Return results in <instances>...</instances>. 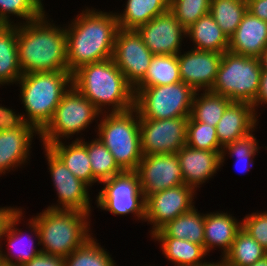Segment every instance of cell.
Instances as JSON below:
<instances>
[{"label":"cell","mask_w":267,"mask_h":266,"mask_svg":"<svg viewBox=\"0 0 267 266\" xmlns=\"http://www.w3.org/2000/svg\"><path fill=\"white\" fill-rule=\"evenodd\" d=\"M70 21L64 25L71 74L84 65L112 58L119 30L115 11L86 6Z\"/></svg>","instance_id":"6da1fadb"},{"label":"cell","mask_w":267,"mask_h":266,"mask_svg":"<svg viewBox=\"0 0 267 266\" xmlns=\"http://www.w3.org/2000/svg\"><path fill=\"white\" fill-rule=\"evenodd\" d=\"M17 25V47L23 74L69 71L64 23L56 24L50 14Z\"/></svg>","instance_id":"7a4b0ae2"},{"label":"cell","mask_w":267,"mask_h":266,"mask_svg":"<svg viewBox=\"0 0 267 266\" xmlns=\"http://www.w3.org/2000/svg\"><path fill=\"white\" fill-rule=\"evenodd\" d=\"M72 86L101 113L125 112L134 108V89L112 58L74 71Z\"/></svg>","instance_id":"3957f363"},{"label":"cell","mask_w":267,"mask_h":266,"mask_svg":"<svg viewBox=\"0 0 267 266\" xmlns=\"http://www.w3.org/2000/svg\"><path fill=\"white\" fill-rule=\"evenodd\" d=\"M15 85L20 87L18 97L25 121L40 132L72 86V74L69 71L27 73Z\"/></svg>","instance_id":"277c9868"},{"label":"cell","mask_w":267,"mask_h":266,"mask_svg":"<svg viewBox=\"0 0 267 266\" xmlns=\"http://www.w3.org/2000/svg\"><path fill=\"white\" fill-rule=\"evenodd\" d=\"M91 216L78 210L45 208L32 215L40 237L42 253L67 257L93 236Z\"/></svg>","instance_id":"5b68a950"},{"label":"cell","mask_w":267,"mask_h":266,"mask_svg":"<svg viewBox=\"0 0 267 266\" xmlns=\"http://www.w3.org/2000/svg\"><path fill=\"white\" fill-rule=\"evenodd\" d=\"M100 118L94 137L107 147L123 171H135L143 156L137 110L102 113Z\"/></svg>","instance_id":"8992f818"},{"label":"cell","mask_w":267,"mask_h":266,"mask_svg":"<svg viewBox=\"0 0 267 266\" xmlns=\"http://www.w3.org/2000/svg\"><path fill=\"white\" fill-rule=\"evenodd\" d=\"M101 112L73 86L62 96L52 119L40 131L39 142L41 146L63 141L84 139L82 132H88L91 124L95 122L96 132ZM80 135V136H78ZM83 135V137H82Z\"/></svg>","instance_id":"52a82bcc"},{"label":"cell","mask_w":267,"mask_h":266,"mask_svg":"<svg viewBox=\"0 0 267 266\" xmlns=\"http://www.w3.org/2000/svg\"><path fill=\"white\" fill-rule=\"evenodd\" d=\"M262 70L258 57L224 52L210 92L235 102L253 104L257 98Z\"/></svg>","instance_id":"ba28073f"},{"label":"cell","mask_w":267,"mask_h":266,"mask_svg":"<svg viewBox=\"0 0 267 266\" xmlns=\"http://www.w3.org/2000/svg\"><path fill=\"white\" fill-rule=\"evenodd\" d=\"M196 91L184 82L141 87L134 95L139 119H169L190 116Z\"/></svg>","instance_id":"9c48e42d"},{"label":"cell","mask_w":267,"mask_h":266,"mask_svg":"<svg viewBox=\"0 0 267 266\" xmlns=\"http://www.w3.org/2000/svg\"><path fill=\"white\" fill-rule=\"evenodd\" d=\"M101 190L96 195V207L102 212L116 216L132 215L134 220L145 222V196L141 190L135 171L122 173L104 180Z\"/></svg>","instance_id":"30bf717a"},{"label":"cell","mask_w":267,"mask_h":266,"mask_svg":"<svg viewBox=\"0 0 267 266\" xmlns=\"http://www.w3.org/2000/svg\"><path fill=\"white\" fill-rule=\"evenodd\" d=\"M42 149L49 170L47 172H50L52 186L55 189L56 197H58L56 203L47 205L46 208L51 210H78L91 215L94 208L90 195L91 188L74 176L48 147L43 146Z\"/></svg>","instance_id":"8fae6325"},{"label":"cell","mask_w":267,"mask_h":266,"mask_svg":"<svg viewBox=\"0 0 267 266\" xmlns=\"http://www.w3.org/2000/svg\"><path fill=\"white\" fill-rule=\"evenodd\" d=\"M188 118L140 119L142 154L177 153L186 145Z\"/></svg>","instance_id":"7c38bea8"},{"label":"cell","mask_w":267,"mask_h":266,"mask_svg":"<svg viewBox=\"0 0 267 266\" xmlns=\"http://www.w3.org/2000/svg\"><path fill=\"white\" fill-rule=\"evenodd\" d=\"M197 195L193 188L185 184L147 195L145 222L151 225L149 235L154 234L168 221L191 211L195 207Z\"/></svg>","instance_id":"4fadbf2b"},{"label":"cell","mask_w":267,"mask_h":266,"mask_svg":"<svg viewBox=\"0 0 267 266\" xmlns=\"http://www.w3.org/2000/svg\"><path fill=\"white\" fill-rule=\"evenodd\" d=\"M23 209V207H20L9 220L2 238V241L4 240L5 242H1L0 246L2 261L18 264L19 266H24L32 258L42 253L36 220L31 216L26 220V224H24L26 216ZM19 223L23 224V226L26 225L27 230L25 229V232L22 230L23 228L17 227ZM3 243L7 247L5 250L2 249L4 248Z\"/></svg>","instance_id":"5bb4252c"},{"label":"cell","mask_w":267,"mask_h":266,"mask_svg":"<svg viewBox=\"0 0 267 266\" xmlns=\"http://www.w3.org/2000/svg\"><path fill=\"white\" fill-rule=\"evenodd\" d=\"M153 56L136 30L119 28L112 59L133 88L145 77Z\"/></svg>","instance_id":"9a60e30c"},{"label":"cell","mask_w":267,"mask_h":266,"mask_svg":"<svg viewBox=\"0 0 267 266\" xmlns=\"http://www.w3.org/2000/svg\"><path fill=\"white\" fill-rule=\"evenodd\" d=\"M135 172L145 197L184 184L177 153L143 155Z\"/></svg>","instance_id":"2e32d148"},{"label":"cell","mask_w":267,"mask_h":266,"mask_svg":"<svg viewBox=\"0 0 267 266\" xmlns=\"http://www.w3.org/2000/svg\"><path fill=\"white\" fill-rule=\"evenodd\" d=\"M136 31L153 55H178L186 39V29L170 10L154 17Z\"/></svg>","instance_id":"e0dca14e"},{"label":"cell","mask_w":267,"mask_h":266,"mask_svg":"<svg viewBox=\"0 0 267 266\" xmlns=\"http://www.w3.org/2000/svg\"><path fill=\"white\" fill-rule=\"evenodd\" d=\"M223 53L190 48L177 55L181 81L195 91H210L215 83Z\"/></svg>","instance_id":"ac0fdd59"},{"label":"cell","mask_w":267,"mask_h":266,"mask_svg":"<svg viewBox=\"0 0 267 266\" xmlns=\"http://www.w3.org/2000/svg\"><path fill=\"white\" fill-rule=\"evenodd\" d=\"M36 136L40 139V132L29 123L19 129L0 131V177L25 168L30 162Z\"/></svg>","instance_id":"d6986e66"},{"label":"cell","mask_w":267,"mask_h":266,"mask_svg":"<svg viewBox=\"0 0 267 266\" xmlns=\"http://www.w3.org/2000/svg\"><path fill=\"white\" fill-rule=\"evenodd\" d=\"M222 151H206L184 145L178 152L184 184L196 192L221 171Z\"/></svg>","instance_id":"ffe728a7"},{"label":"cell","mask_w":267,"mask_h":266,"mask_svg":"<svg viewBox=\"0 0 267 266\" xmlns=\"http://www.w3.org/2000/svg\"><path fill=\"white\" fill-rule=\"evenodd\" d=\"M258 120L252 104L232 101L216 126L220 145L224 148L235 140L250 134L258 127Z\"/></svg>","instance_id":"44dd1931"},{"label":"cell","mask_w":267,"mask_h":266,"mask_svg":"<svg viewBox=\"0 0 267 266\" xmlns=\"http://www.w3.org/2000/svg\"><path fill=\"white\" fill-rule=\"evenodd\" d=\"M233 215L230 211L221 210L205 212L204 250L209 256L210 252L219 248L220 258H223L230 250L236 234L242 228V220Z\"/></svg>","instance_id":"7402d4cb"},{"label":"cell","mask_w":267,"mask_h":266,"mask_svg":"<svg viewBox=\"0 0 267 266\" xmlns=\"http://www.w3.org/2000/svg\"><path fill=\"white\" fill-rule=\"evenodd\" d=\"M228 51L259 58L267 51V22L247 11L236 31L229 37Z\"/></svg>","instance_id":"603a6c76"},{"label":"cell","mask_w":267,"mask_h":266,"mask_svg":"<svg viewBox=\"0 0 267 266\" xmlns=\"http://www.w3.org/2000/svg\"><path fill=\"white\" fill-rule=\"evenodd\" d=\"M67 142V143H66ZM76 176L91 189L100 184L94 177L86 146L80 140H63L47 146Z\"/></svg>","instance_id":"cb8c5ba5"},{"label":"cell","mask_w":267,"mask_h":266,"mask_svg":"<svg viewBox=\"0 0 267 266\" xmlns=\"http://www.w3.org/2000/svg\"><path fill=\"white\" fill-rule=\"evenodd\" d=\"M186 38L192 41L190 48L224 53L228 51L229 38L208 13L186 29Z\"/></svg>","instance_id":"d4e9b609"},{"label":"cell","mask_w":267,"mask_h":266,"mask_svg":"<svg viewBox=\"0 0 267 266\" xmlns=\"http://www.w3.org/2000/svg\"><path fill=\"white\" fill-rule=\"evenodd\" d=\"M169 4L170 0H125L121 12L115 11L118 26L121 29L136 30L168 11Z\"/></svg>","instance_id":"484cf974"},{"label":"cell","mask_w":267,"mask_h":266,"mask_svg":"<svg viewBox=\"0 0 267 266\" xmlns=\"http://www.w3.org/2000/svg\"><path fill=\"white\" fill-rule=\"evenodd\" d=\"M160 245L159 249L167 262L174 266H200L205 264L209 256L204 247L185 239L173 237H149Z\"/></svg>","instance_id":"4316f807"},{"label":"cell","mask_w":267,"mask_h":266,"mask_svg":"<svg viewBox=\"0 0 267 266\" xmlns=\"http://www.w3.org/2000/svg\"><path fill=\"white\" fill-rule=\"evenodd\" d=\"M205 213L194 207L191 211L168 221L150 237H173L189 240L204 247Z\"/></svg>","instance_id":"83f0119b"},{"label":"cell","mask_w":267,"mask_h":266,"mask_svg":"<svg viewBox=\"0 0 267 266\" xmlns=\"http://www.w3.org/2000/svg\"><path fill=\"white\" fill-rule=\"evenodd\" d=\"M17 25H0V87L13 86L21 78Z\"/></svg>","instance_id":"f1b7e54d"},{"label":"cell","mask_w":267,"mask_h":266,"mask_svg":"<svg viewBox=\"0 0 267 266\" xmlns=\"http://www.w3.org/2000/svg\"><path fill=\"white\" fill-rule=\"evenodd\" d=\"M181 82L177 55H154L145 77L133 88L168 85Z\"/></svg>","instance_id":"f546056e"},{"label":"cell","mask_w":267,"mask_h":266,"mask_svg":"<svg viewBox=\"0 0 267 266\" xmlns=\"http://www.w3.org/2000/svg\"><path fill=\"white\" fill-rule=\"evenodd\" d=\"M231 102L229 98L210 91H196L190 117L194 121L216 127Z\"/></svg>","instance_id":"4dcf8cb0"},{"label":"cell","mask_w":267,"mask_h":266,"mask_svg":"<svg viewBox=\"0 0 267 266\" xmlns=\"http://www.w3.org/2000/svg\"><path fill=\"white\" fill-rule=\"evenodd\" d=\"M267 256L264 248L241 228L231 245L230 250L222 258L227 266H250Z\"/></svg>","instance_id":"1f68e13d"},{"label":"cell","mask_w":267,"mask_h":266,"mask_svg":"<svg viewBox=\"0 0 267 266\" xmlns=\"http://www.w3.org/2000/svg\"><path fill=\"white\" fill-rule=\"evenodd\" d=\"M257 129L258 127L250 134L235 140L223 148L221 153V170L227 160V156L229 158H236L234 166L236 167L235 169H239L240 174L243 173L244 175L253 168L256 160L255 158L259 155L258 153H260L259 151L261 148L254 133Z\"/></svg>","instance_id":"d6a6232c"},{"label":"cell","mask_w":267,"mask_h":266,"mask_svg":"<svg viewBox=\"0 0 267 266\" xmlns=\"http://www.w3.org/2000/svg\"><path fill=\"white\" fill-rule=\"evenodd\" d=\"M45 12L43 0H0V25L25 24Z\"/></svg>","instance_id":"836d02e7"},{"label":"cell","mask_w":267,"mask_h":266,"mask_svg":"<svg viewBox=\"0 0 267 266\" xmlns=\"http://www.w3.org/2000/svg\"><path fill=\"white\" fill-rule=\"evenodd\" d=\"M80 141L87 148L93 177L99 183L123 172L116 163L114 156L97 137H93L91 141H87L85 138Z\"/></svg>","instance_id":"e575fe53"},{"label":"cell","mask_w":267,"mask_h":266,"mask_svg":"<svg viewBox=\"0 0 267 266\" xmlns=\"http://www.w3.org/2000/svg\"><path fill=\"white\" fill-rule=\"evenodd\" d=\"M247 12V0H211L210 15L222 31L231 37Z\"/></svg>","instance_id":"d590c367"},{"label":"cell","mask_w":267,"mask_h":266,"mask_svg":"<svg viewBox=\"0 0 267 266\" xmlns=\"http://www.w3.org/2000/svg\"><path fill=\"white\" fill-rule=\"evenodd\" d=\"M93 235L64 258L65 266H118L110 252Z\"/></svg>","instance_id":"8d00e7d4"},{"label":"cell","mask_w":267,"mask_h":266,"mask_svg":"<svg viewBox=\"0 0 267 266\" xmlns=\"http://www.w3.org/2000/svg\"><path fill=\"white\" fill-rule=\"evenodd\" d=\"M186 145L206 151H223L217 138L216 127L194 121L190 116L187 124Z\"/></svg>","instance_id":"74e56055"},{"label":"cell","mask_w":267,"mask_h":266,"mask_svg":"<svg viewBox=\"0 0 267 266\" xmlns=\"http://www.w3.org/2000/svg\"><path fill=\"white\" fill-rule=\"evenodd\" d=\"M210 2L211 0H170L169 10L187 29L200 17L209 13Z\"/></svg>","instance_id":"f35d334b"},{"label":"cell","mask_w":267,"mask_h":266,"mask_svg":"<svg viewBox=\"0 0 267 266\" xmlns=\"http://www.w3.org/2000/svg\"><path fill=\"white\" fill-rule=\"evenodd\" d=\"M240 219H242V228L267 252V210L253 211Z\"/></svg>","instance_id":"ab89813d"},{"label":"cell","mask_w":267,"mask_h":266,"mask_svg":"<svg viewBox=\"0 0 267 266\" xmlns=\"http://www.w3.org/2000/svg\"><path fill=\"white\" fill-rule=\"evenodd\" d=\"M2 102V100H0ZM27 122L23 114L0 103V131L22 128Z\"/></svg>","instance_id":"60d3db41"},{"label":"cell","mask_w":267,"mask_h":266,"mask_svg":"<svg viewBox=\"0 0 267 266\" xmlns=\"http://www.w3.org/2000/svg\"><path fill=\"white\" fill-rule=\"evenodd\" d=\"M24 266H65L63 257L40 253Z\"/></svg>","instance_id":"b9f144b4"},{"label":"cell","mask_w":267,"mask_h":266,"mask_svg":"<svg viewBox=\"0 0 267 266\" xmlns=\"http://www.w3.org/2000/svg\"><path fill=\"white\" fill-rule=\"evenodd\" d=\"M247 11L267 22V0H247Z\"/></svg>","instance_id":"7bdbcfd3"},{"label":"cell","mask_w":267,"mask_h":266,"mask_svg":"<svg viewBox=\"0 0 267 266\" xmlns=\"http://www.w3.org/2000/svg\"><path fill=\"white\" fill-rule=\"evenodd\" d=\"M252 105L254 107L257 117L259 118V116H261V113L258 112V108H260L261 105L263 107L267 105V73H262L261 75L259 92L255 102Z\"/></svg>","instance_id":"ee69618b"},{"label":"cell","mask_w":267,"mask_h":266,"mask_svg":"<svg viewBox=\"0 0 267 266\" xmlns=\"http://www.w3.org/2000/svg\"><path fill=\"white\" fill-rule=\"evenodd\" d=\"M21 206H1L0 207V246L6 227L11 217Z\"/></svg>","instance_id":"f6af8a7d"},{"label":"cell","mask_w":267,"mask_h":266,"mask_svg":"<svg viewBox=\"0 0 267 266\" xmlns=\"http://www.w3.org/2000/svg\"><path fill=\"white\" fill-rule=\"evenodd\" d=\"M259 61H260V66H261L262 73H267V51H265L259 57Z\"/></svg>","instance_id":"bcb514c9"},{"label":"cell","mask_w":267,"mask_h":266,"mask_svg":"<svg viewBox=\"0 0 267 266\" xmlns=\"http://www.w3.org/2000/svg\"><path fill=\"white\" fill-rule=\"evenodd\" d=\"M219 260V261H218ZM216 262H214L213 260L210 261V259L203 265L200 266H227V264L225 263V261L219 257Z\"/></svg>","instance_id":"7dc6e473"},{"label":"cell","mask_w":267,"mask_h":266,"mask_svg":"<svg viewBox=\"0 0 267 266\" xmlns=\"http://www.w3.org/2000/svg\"><path fill=\"white\" fill-rule=\"evenodd\" d=\"M250 266H267V256L261 260H258L257 262H255L254 264Z\"/></svg>","instance_id":"c3c4849f"},{"label":"cell","mask_w":267,"mask_h":266,"mask_svg":"<svg viewBox=\"0 0 267 266\" xmlns=\"http://www.w3.org/2000/svg\"><path fill=\"white\" fill-rule=\"evenodd\" d=\"M2 266H19L18 264H11V263H2Z\"/></svg>","instance_id":"681fc988"},{"label":"cell","mask_w":267,"mask_h":266,"mask_svg":"<svg viewBox=\"0 0 267 266\" xmlns=\"http://www.w3.org/2000/svg\"><path fill=\"white\" fill-rule=\"evenodd\" d=\"M2 263H3V261H2V258L0 256V266H2Z\"/></svg>","instance_id":"f907efd6"}]
</instances>
